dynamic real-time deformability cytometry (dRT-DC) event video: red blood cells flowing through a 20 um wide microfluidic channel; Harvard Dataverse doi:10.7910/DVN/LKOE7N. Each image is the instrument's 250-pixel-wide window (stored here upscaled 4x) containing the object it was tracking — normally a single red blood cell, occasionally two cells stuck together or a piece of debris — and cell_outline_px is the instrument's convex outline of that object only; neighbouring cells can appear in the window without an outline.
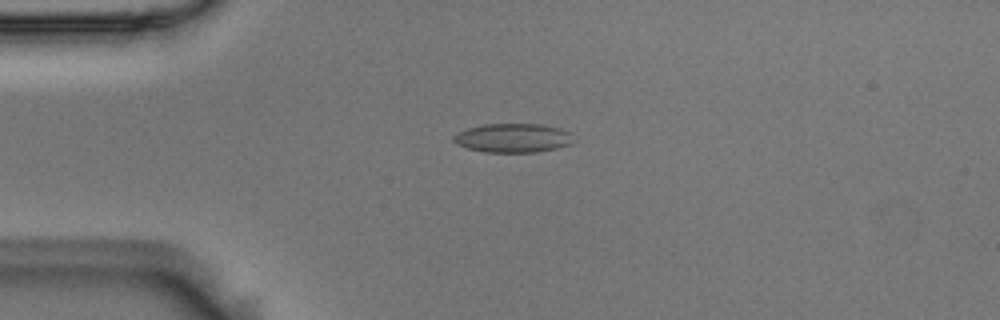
{"species": "Egyptian fruit bat (a non-hibernating species)", "species_latin": "Rousettus aegyptiacus", "temperature_condition": "room temperature", "stored_images_in_passage": 2, "camera_frame_rate_fps": 3000, "um_per_image_px": 0.085, "animal": {"sex": "male"}, "frame": {"image": 1, "passage_image": 2, "time_ms": 0.333, "image_size_px": [1000, 320], "cell_outline_px": [[572, 144], [556, 148], [536, 152], [484, 152], [468, 148], [456, 144], [452, 140], [452, 136], [468, 128], [484, 124], [540, 124], [560, 128], [568, 132]], "centroid_in_image_um": [43.56, 11.73], "position_along_channel_um": 41.4, "area_um2": 20.06}}